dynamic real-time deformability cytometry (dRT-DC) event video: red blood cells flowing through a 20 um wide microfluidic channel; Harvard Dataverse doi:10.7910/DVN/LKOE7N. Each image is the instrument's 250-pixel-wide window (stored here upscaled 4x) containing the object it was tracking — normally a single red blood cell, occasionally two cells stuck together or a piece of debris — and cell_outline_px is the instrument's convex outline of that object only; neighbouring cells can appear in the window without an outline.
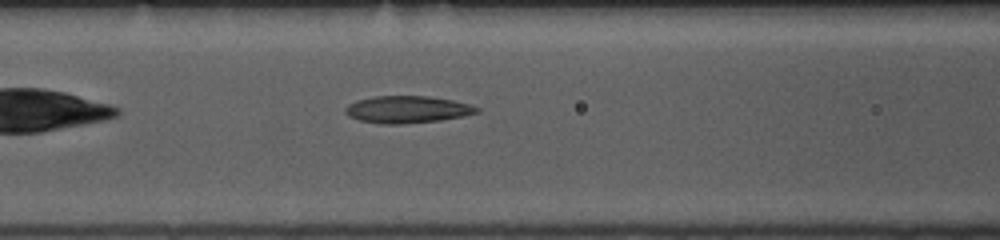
{"species": "common noctule bat (a hibernating species)", "species_latin": "Nyctalus noctula", "temperature_condition": "room temperature", "stored_images_in_passage": 20, "camera_frame_rate_fps": 3000, "um_per_image_px": 0.085, "animal": {"sex": "female", "body_mass_g": 10.0, "forearm_length_mm": 53.1}, "frame": {"image": 1, "passage_image": 9, "time_ms": 2.667, "image_size_px": [1000, 240], "cell_outline_px": [[480, 112], [464, 116], [440, 120], [400, 124], [384, 124], [360, 120], [348, 116], [344, 112], [344, 108], [348, 104], [356, 100], [376, 96], [428, 96], [452, 100], [468, 104], [480, 108]], "centroid_in_image_um": [34.6, 9.3], "position_along_channel_um": 132.0, "area_um2": 20.75}}
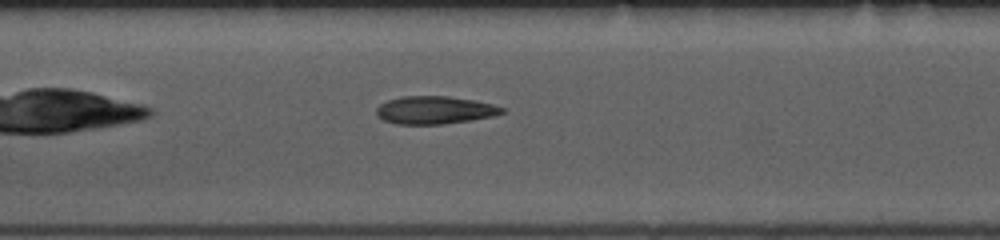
{"frame": {"image": 2, "passage_image": 12, "time_ms": 3.667, "image_size_px": [1000, 240], "cell_outline_px": [[504, 112], [492, 116], [472, 120], [440, 124], [396, 124], [384, 120], [376, 112], [376, 108], [380, 104], [388, 100], [400, 96], [448, 96], [472, 100], [492, 104], [504, 108]], "centroid_in_image_um": [36.93, 9.35], "position_along_channel_um": 170.5, "area_um2": 20.17}}